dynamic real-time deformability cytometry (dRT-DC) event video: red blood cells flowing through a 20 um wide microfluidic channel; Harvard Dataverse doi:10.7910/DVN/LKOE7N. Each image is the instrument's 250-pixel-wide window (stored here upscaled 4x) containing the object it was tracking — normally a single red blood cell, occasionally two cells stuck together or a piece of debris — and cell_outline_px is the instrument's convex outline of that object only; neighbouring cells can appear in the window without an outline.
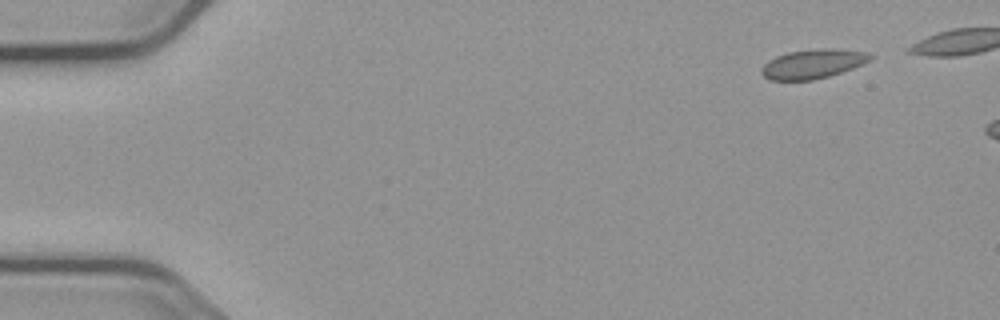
{"species": "common noctule bat (a hibernating species)", "species_latin": "Nyctalus noctula", "temperature_condition": "cold", "stored_images_in_passage": 7, "camera_frame_rate_fps": 3000, "um_per_image_px": 0.085, "animal": {"sex": "male", "body_mass_g": 23.1, "forearm_length_mm": 52.7}, "frame": {"image": 1, "passage_image": 1, "time_ms": 0.0, "image_size_px": [1000, 320], "cell_outline_px": [[872, 56], [868, 60], [852, 68], [828, 76], [812, 80], [768, 80], [760, 72], [760, 68], [768, 60], [776, 56], [788, 52], [820, 48], [832, 48], [868, 52]], "centroid_in_image_um": [69.02, 5.42], "position_along_channel_um": 16.0, "area_um2": 18.38}}